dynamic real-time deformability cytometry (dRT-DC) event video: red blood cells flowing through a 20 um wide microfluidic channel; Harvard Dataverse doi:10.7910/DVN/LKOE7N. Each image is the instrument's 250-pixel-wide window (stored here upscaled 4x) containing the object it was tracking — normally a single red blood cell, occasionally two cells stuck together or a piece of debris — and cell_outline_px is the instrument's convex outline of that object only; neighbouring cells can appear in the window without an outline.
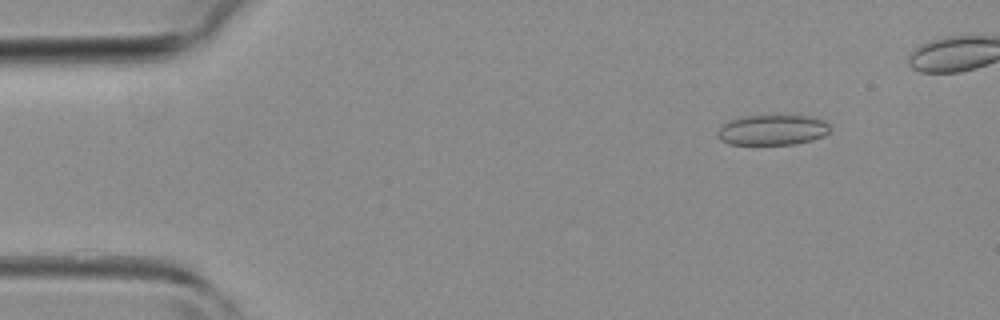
{"species": "common noctule bat (a hibernating species)", "species_latin": "Nyctalus noctula", "temperature_condition": "room temperature", "stored_images_in_passage": 40, "camera_frame_rate_fps": 3000, "um_per_image_px": 0.085, "animal": {"sex": "female", "body_mass_g": 19.3, "forearm_length_mm": 54.1}, "frame": {"image": 1, "passage_image": 5, "time_ms": 1.333, "image_size_px": [1000, 320], "cell_outline_px": [[832, 128], [824, 136], [812, 140], [796, 144], [732, 144], [720, 140], [716, 136], [716, 132], [720, 124], [728, 120], [744, 116], [808, 116], [824, 120]], "centroid_in_image_um": [65.62, 11.04], "position_along_channel_um": 19.4, "area_um2": 20.06}}
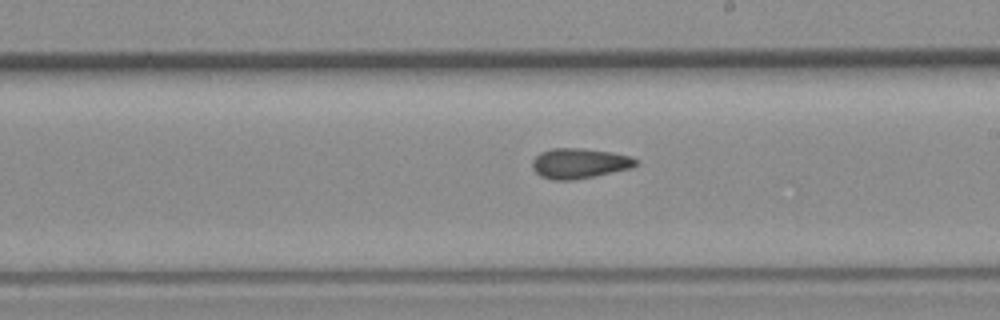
{"frame": {"image": 2, "passage_image": 25, "time_ms": 8.0, "image_size_px": [1000, 320], "cell_outline_px": [[636, 164], [632, 168], [572, 180], [552, 180], [540, 176], [532, 168], [532, 160], [540, 152], [552, 148], [584, 148], [612, 152], [628, 156], [636, 160]], "centroid_in_image_um": [49.19, 13.88], "position_along_channel_um": 239.8, "area_um2": 18.09}}
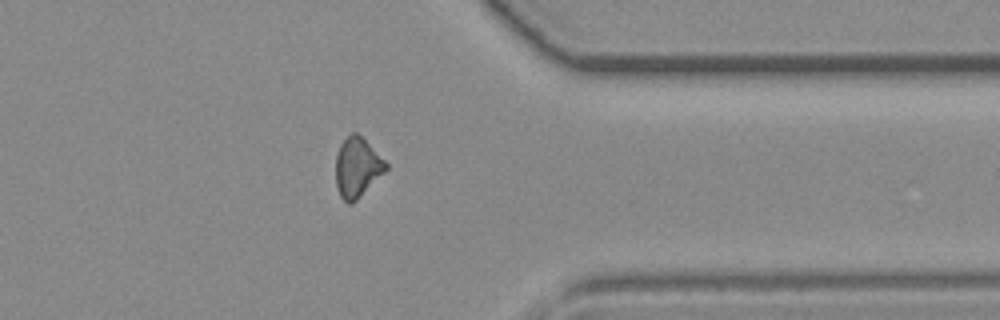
{"frame": {"image": 3, "passage_image": 35, "time_ms": 11.333, "image_size_px": [1000, 320], "cell_outline_px": [[388, 168], [352, 204], [348, 204], [340, 196], [336, 188], [336, 156], [340, 144], [352, 132], [356, 132], [388, 164]], "centroid_in_image_um": [30.33, 14.25], "position_along_channel_um": 381.1, "area_um2": 17.05}}